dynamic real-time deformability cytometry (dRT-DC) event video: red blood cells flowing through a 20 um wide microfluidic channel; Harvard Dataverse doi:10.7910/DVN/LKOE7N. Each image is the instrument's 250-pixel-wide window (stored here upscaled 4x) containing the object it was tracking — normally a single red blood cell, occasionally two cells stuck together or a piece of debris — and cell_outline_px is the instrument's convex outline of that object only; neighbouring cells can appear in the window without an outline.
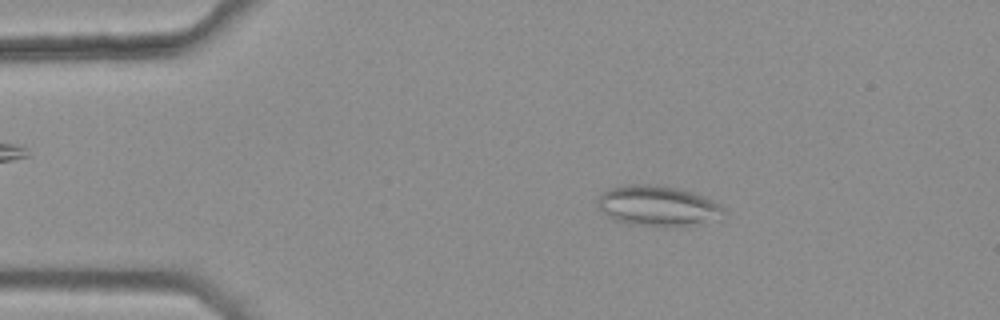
{"species": "common noctule bat (a hibernating species)", "species_latin": "Nyctalus noctula", "temperature_condition": "warm", "stored_images_in_passage": 45, "camera_frame_rate_fps": 3000, "um_per_image_px": 0.085, "animal": {"sex": "female", "body_mass_g": 25.1}, "frame": {"image": 1, "passage_image": 9, "time_ms": 2.667, "image_size_px": [1000, 320], "cell_outline_px": [[724, 212], [720, 220], [692, 224], [628, 224], [616, 220], [608, 216], [596, 204], [596, 200], [608, 188], [624, 184], [652, 184], [676, 188], [692, 192], [720, 204], [724, 208]], "centroid_in_image_um": [55.89, 17.46], "position_along_channel_um": 29.1, "area_um2": 29.02}}
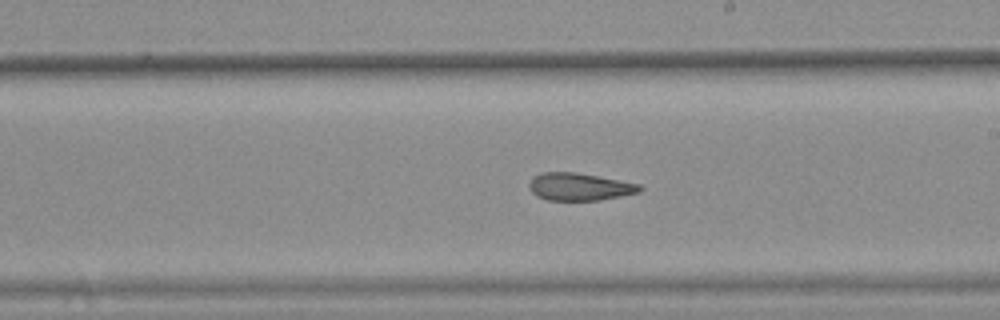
{"frame": {"image": 2, "passage_image": 30, "time_ms": 9.667, "image_size_px": [1000, 320], "cell_outline_px": [[644, 188], [640, 192], [600, 200], [548, 200], [536, 196], [532, 192], [528, 184], [532, 176], [540, 172], [576, 172], [640, 184]], "centroid_in_image_um": [49.23, 15.87], "position_along_channel_um": 239.8, "area_um2": 17.8}}
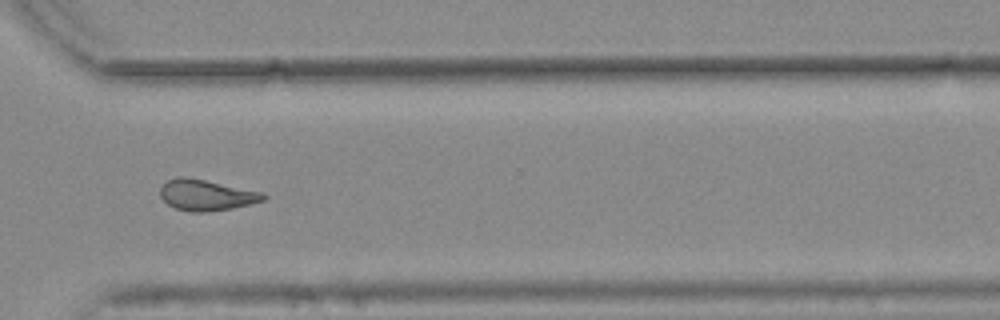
{"frame": {"image": 3, "passage_image": 39, "time_ms": 12.667, "image_size_px": [1000, 320], "cell_outline_px": [[268, 196], [264, 200], [232, 208], [204, 212], [188, 212], [176, 208], [168, 204], [160, 196], [160, 188], [168, 180], [180, 176], [184, 176], [264, 192]], "centroid_in_image_um": [17.54, 16.58], "position_along_channel_um": 353.1, "area_um2": 18.44}, "authors_computed_cell_mechanics": {"area_um2": 18.8428, "velocity_mm_per_s": 3.7621, "shape_relaxation_time_tau1_ms": null, "shape_relaxation_time_tau2_ms": 3.1702, "deformation_change_tau1": null, "deformation_change_tau2": 0.119}}